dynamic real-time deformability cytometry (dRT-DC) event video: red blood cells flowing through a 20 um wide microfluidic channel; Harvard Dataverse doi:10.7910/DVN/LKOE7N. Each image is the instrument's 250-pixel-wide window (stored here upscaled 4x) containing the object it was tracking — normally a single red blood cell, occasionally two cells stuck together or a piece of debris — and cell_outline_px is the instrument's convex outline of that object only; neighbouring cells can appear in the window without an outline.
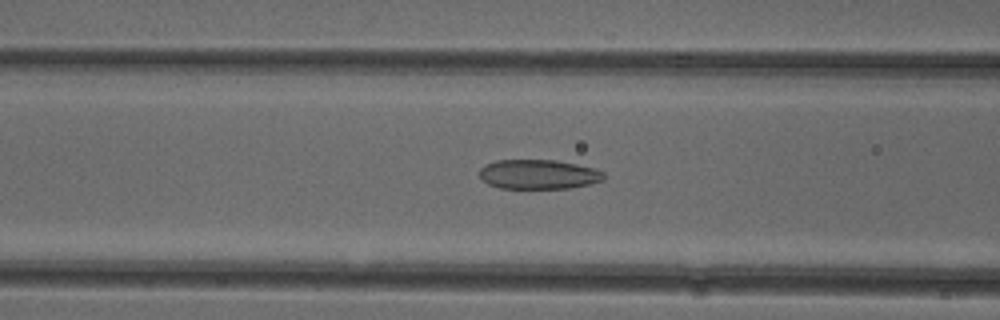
{"species": "common noctule bat (a hibernating species)", "species_latin": "Nyctalus noctula", "temperature_condition": "cold", "stored_images_in_passage": 41, "camera_frame_rate_fps": 3000, "um_per_image_px": 0.085, "animal": {"sex": "female"}, "frame": {"image": 1, "passage_image": 10, "time_ms": 3.0, "image_size_px": [1000, 320], "cell_outline_px": [[604, 180], [588, 184], [568, 188], [500, 188], [488, 184], [480, 180], [480, 168], [484, 164], [496, 160], [556, 160], [596, 168], [604, 172]], "centroid_in_image_um": [45.75, 14.81], "position_along_channel_um": 120.9, "area_um2": 21.5}}
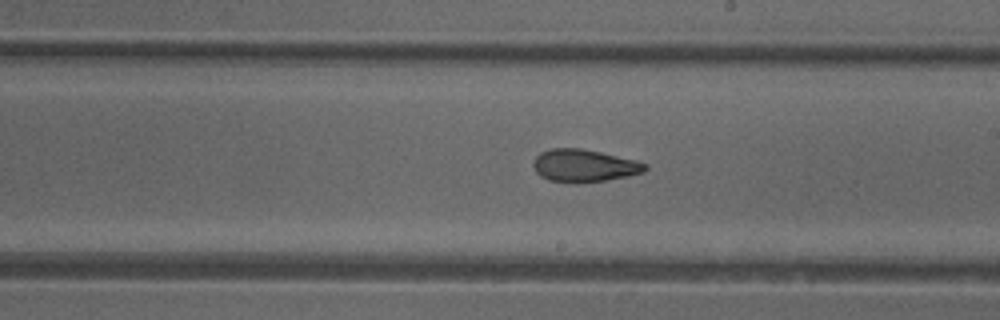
{"frame": {"image": 2, "passage_image": 19, "time_ms": 6.0, "image_size_px": [1000, 320], "cell_outline_px": [[648, 168], [644, 172], [628, 176], [604, 180], [576, 184], [548, 180], [540, 176], [536, 172], [532, 164], [536, 156], [540, 152], [552, 148], [580, 148], [600, 152], [636, 160], [648, 164]], "centroid_in_image_um": [49.64, 14.09], "position_along_channel_um": 239.4, "area_um2": 21.39}}
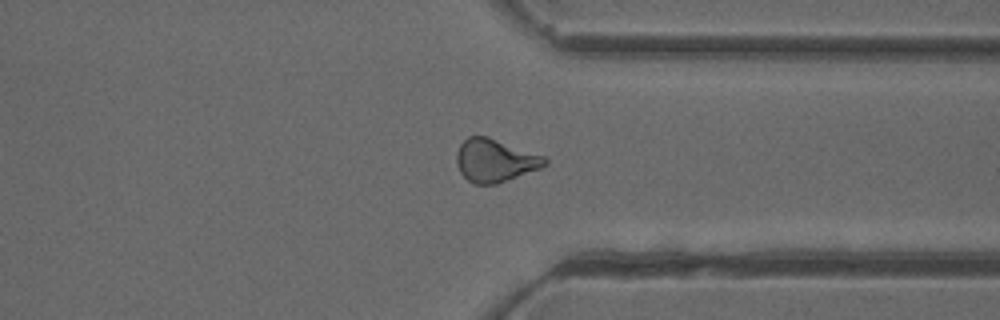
{"frame": {"image": 3, "passage_image": 29, "time_ms": 9.333, "image_size_px": [1000, 320], "cell_outline_px": [[548, 164], [540, 168], [496, 184], [476, 184], [468, 180], [460, 172], [456, 164], [456, 152], [460, 144], [468, 136], [488, 136], [544, 156], [548, 160]], "centroid_in_image_um": [42.06, 13.63], "position_along_channel_um": 369.3, "area_um2": 22.02}, "authors_computed_cell_mechanics": {"area_um2": 21.5016, "velocity_mm_per_s": 3.9484, "shape_relaxation_time_tau1_ms": 6.8947, "shape_relaxation_time_tau2_ms": 2.1154, "deformation_change_tau1": 0.1594, "deformation_change_tau2": 0.0963}}